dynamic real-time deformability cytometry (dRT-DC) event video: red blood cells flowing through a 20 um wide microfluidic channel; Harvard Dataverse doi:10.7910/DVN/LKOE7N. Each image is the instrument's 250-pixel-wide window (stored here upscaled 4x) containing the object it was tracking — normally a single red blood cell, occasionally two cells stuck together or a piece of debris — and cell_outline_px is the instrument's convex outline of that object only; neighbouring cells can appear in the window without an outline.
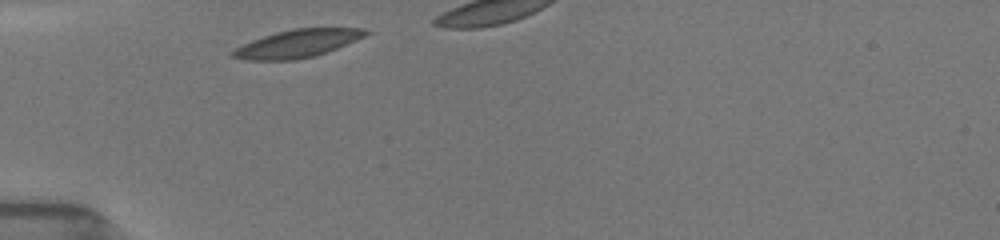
{"species": "common noctule bat (a hibernating species)", "species_latin": "Nyctalus noctula", "temperature_condition": "room temperature", "stored_images_in_passage": 4, "camera_frame_rate_fps": 3000, "um_per_image_px": 0.085, "animal": {"sex": "female", "body_mass_g": 19.5, "forearm_length_mm": 54.1}, "frame": {"image": 1, "passage_image": 1, "time_ms": 0.0, "image_size_px": [1000, 240], "cell_outline_px": [[372, 32], [356, 40], [316, 56], [292, 60], [244, 60], [232, 56], [228, 52], [252, 40], [276, 32], [292, 28], [364, 28]], "centroid_in_image_um": [25.27, 3.7], "position_along_channel_um": 59.7, "area_um2": 21.5}}